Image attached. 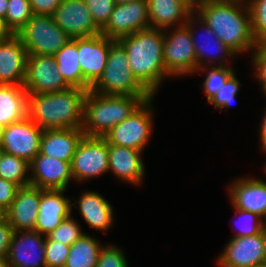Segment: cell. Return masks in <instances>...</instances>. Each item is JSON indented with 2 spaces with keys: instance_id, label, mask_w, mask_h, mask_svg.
<instances>
[{
  "instance_id": "6da1fadb",
  "label": "cell",
  "mask_w": 266,
  "mask_h": 267,
  "mask_svg": "<svg viewBox=\"0 0 266 267\" xmlns=\"http://www.w3.org/2000/svg\"><path fill=\"white\" fill-rule=\"evenodd\" d=\"M195 13L237 56L255 51L247 0H204Z\"/></svg>"
},
{
  "instance_id": "7a4b0ae2",
  "label": "cell",
  "mask_w": 266,
  "mask_h": 267,
  "mask_svg": "<svg viewBox=\"0 0 266 267\" xmlns=\"http://www.w3.org/2000/svg\"><path fill=\"white\" fill-rule=\"evenodd\" d=\"M116 41L125 49L136 79L155 96L162 81L170 77L164 64V30L149 28Z\"/></svg>"
},
{
  "instance_id": "3957f363",
  "label": "cell",
  "mask_w": 266,
  "mask_h": 267,
  "mask_svg": "<svg viewBox=\"0 0 266 267\" xmlns=\"http://www.w3.org/2000/svg\"><path fill=\"white\" fill-rule=\"evenodd\" d=\"M87 92L70 87L60 92L28 93L27 117L43 130L82 128Z\"/></svg>"
},
{
  "instance_id": "277c9868",
  "label": "cell",
  "mask_w": 266,
  "mask_h": 267,
  "mask_svg": "<svg viewBox=\"0 0 266 267\" xmlns=\"http://www.w3.org/2000/svg\"><path fill=\"white\" fill-rule=\"evenodd\" d=\"M143 102L137 96L104 95L88 90L84 100L82 131L85 136L103 137Z\"/></svg>"
},
{
  "instance_id": "5b68a950",
  "label": "cell",
  "mask_w": 266,
  "mask_h": 267,
  "mask_svg": "<svg viewBox=\"0 0 266 267\" xmlns=\"http://www.w3.org/2000/svg\"><path fill=\"white\" fill-rule=\"evenodd\" d=\"M90 90L104 95L137 96L143 101L153 96L134 76L126 51L117 41L110 47L103 74Z\"/></svg>"
},
{
  "instance_id": "8992f818",
  "label": "cell",
  "mask_w": 266,
  "mask_h": 267,
  "mask_svg": "<svg viewBox=\"0 0 266 267\" xmlns=\"http://www.w3.org/2000/svg\"><path fill=\"white\" fill-rule=\"evenodd\" d=\"M27 55L54 56L72 38L55 23L53 16L33 14L16 34Z\"/></svg>"
},
{
  "instance_id": "52a82bcc",
  "label": "cell",
  "mask_w": 266,
  "mask_h": 267,
  "mask_svg": "<svg viewBox=\"0 0 266 267\" xmlns=\"http://www.w3.org/2000/svg\"><path fill=\"white\" fill-rule=\"evenodd\" d=\"M154 96L144 101L132 114L114 126L103 137L109 144L143 151L153 132Z\"/></svg>"
},
{
  "instance_id": "ba28073f",
  "label": "cell",
  "mask_w": 266,
  "mask_h": 267,
  "mask_svg": "<svg viewBox=\"0 0 266 267\" xmlns=\"http://www.w3.org/2000/svg\"><path fill=\"white\" fill-rule=\"evenodd\" d=\"M163 56L169 76L195 74L198 69L197 59L190 31L186 25L174 27L172 31L164 30Z\"/></svg>"
},
{
  "instance_id": "9c48e42d",
  "label": "cell",
  "mask_w": 266,
  "mask_h": 267,
  "mask_svg": "<svg viewBox=\"0 0 266 267\" xmlns=\"http://www.w3.org/2000/svg\"><path fill=\"white\" fill-rule=\"evenodd\" d=\"M109 170L108 142L104 137L84 136L71 162L73 181L96 179Z\"/></svg>"
},
{
  "instance_id": "30bf717a",
  "label": "cell",
  "mask_w": 266,
  "mask_h": 267,
  "mask_svg": "<svg viewBox=\"0 0 266 267\" xmlns=\"http://www.w3.org/2000/svg\"><path fill=\"white\" fill-rule=\"evenodd\" d=\"M185 25L190 31L192 42L194 44L198 69L204 66H229L230 59L234 57V55L237 56L233 50L217 38L212 30L196 13H192L189 16ZM197 29H201L200 31H203V33L198 34L196 32ZM200 38H203L204 40H199Z\"/></svg>"
},
{
  "instance_id": "8fae6325",
  "label": "cell",
  "mask_w": 266,
  "mask_h": 267,
  "mask_svg": "<svg viewBox=\"0 0 266 267\" xmlns=\"http://www.w3.org/2000/svg\"><path fill=\"white\" fill-rule=\"evenodd\" d=\"M216 261L220 267H259L266 258V231L232 237Z\"/></svg>"
},
{
  "instance_id": "7c38bea8",
  "label": "cell",
  "mask_w": 266,
  "mask_h": 267,
  "mask_svg": "<svg viewBox=\"0 0 266 267\" xmlns=\"http://www.w3.org/2000/svg\"><path fill=\"white\" fill-rule=\"evenodd\" d=\"M27 93L42 94L60 92L70 88L57 70L54 56L27 55L25 80Z\"/></svg>"
},
{
  "instance_id": "4fadbf2b",
  "label": "cell",
  "mask_w": 266,
  "mask_h": 267,
  "mask_svg": "<svg viewBox=\"0 0 266 267\" xmlns=\"http://www.w3.org/2000/svg\"><path fill=\"white\" fill-rule=\"evenodd\" d=\"M42 132L43 129L26 117L4 127L1 148L4 153L30 163L40 152Z\"/></svg>"
},
{
  "instance_id": "5bb4252c",
  "label": "cell",
  "mask_w": 266,
  "mask_h": 267,
  "mask_svg": "<svg viewBox=\"0 0 266 267\" xmlns=\"http://www.w3.org/2000/svg\"><path fill=\"white\" fill-rule=\"evenodd\" d=\"M150 28L147 0H134L126 4H116L101 34L108 38H119Z\"/></svg>"
},
{
  "instance_id": "9a60e30c",
  "label": "cell",
  "mask_w": 266,
  "mask_h": 267,
  "mask_svg": "<svg viewBox=\"0 0 266 267\" xmlns=\"http://www.w3.org/2000/svg\"><path fill=\"white\" fill-rule=\"evenodd\" d=\"M116 40L103 34L78 37V61L85 78V89L90 90L103 74L110 47Z\"/></svg>"
},
{
  "instance_id": "2e32d148",
  "label": "cell",
  "mask_w": 266,
  "mask_h": 267,
  "mask_svg": "<svg viewBox=\"0 0 266 267\" xmlns=\"http://www.w3.org/2000/svg\"><path fill=\"white\" fill-rule=\"evenodd\" d=\"M37 231H14L6 257L9 267H46V237Z\"/></svg>"
},
{
  "instance_id": "e0dca14e",
  "label": "cell",
  "mask_w": 266,
  "mask_h": 267,
  "mask_svg": "<svg viewBox=\"0 0 266 267\" xmlns=\"http://www.w3.org/2000/svg\"><path fill=\"white\" fill-rule=\"evenodd\" d=\"M53 19L71 38L101 34L85 0H62L53 14Z\"/></svg>"
},
{
  "instance_id": "ac0fdd59",
  "label": "cell",
  "mask_w": 266,
  "mask_h": 267,
  "mask_svg": "<svg viewBox=\"0 0 266 267\" xmlns=\"http://www.w3.org/2000/svg\"><path fill=\"white\" fill-rule=\"evenodd\" d=\"M30 185L40 189H66L73 180L71 163L40 152L29 163Z\"/></svg>"
},
{
  "instance_id": "d6986e66",
  "label": "cell",
  "mask_w": 266,
  "mask_h": 267,
  "mask_svg": "<svg viewBox=\"0 0 266 267\" xmlns=\"http://www.w3.org/2000/svg\"><path fill=\"white\" fill-rule=\"evenodd\" d=\"M66 189H40V204L35 231L47 236L72 215V202L64 196Z\"/></svg>"
},
{
  "instance_id": "ffe728a7",
  "label": "cell",
  "mask_w": 266,
  "mask_h": 267,
  "mask_svg": "<svg viewBox=\"0 0 266 267\" xmlns=\"http://www.w3.org/2000/svg\"><path fill=\"white\" fill-rule=\"evenodd\" d=\"M228 187L233 208L250 211L263 219L266 217V181L242 177L235 179Z\"/></svg>"
},
{
  "instance_id": "44dd1931",
  "label": "cell",
  "mask_w": 266,
  "mask_h": 267,
  "mask_svg": "<svg viewBox=\"0 0 266 267\" xmlns=\"http://www.w3.org/2000/svg\"><path fill=\"white\" fill-rule=\"evenodd\" d=\"M40 204V188L33 185L19 187L5 218L14 231H35Z\"/></svg>"
},
{
  "instance_id": "7402d4cb",
  "label": "cell",
  "mask_w": 266,
  "mask_h": 267,
  "mask_svg": "<svg viewBox=\"0 0 266 267\" xmlns=\"http://www.w3.org/2000/svg\"><path fill=\"white\" fill-rule=\"evenodd\" d=\"M143 151L108 143L109 170L119 180L140 186L143 182L145 167Z\"/></svg>"
},
{
  "instance_id": "603a6c76",
  "label": "cell",
  "mask_w": 266,
  "mask_h": 267,
  "mask_svg": "<svg viewBox=\"0 0 266 267\" xmlns=\"http://www.w3.org/2000/svg\"><path fill=\"white\" fill-rule=\"evenodd\" d=\"M27 53L19 37L0 40V84L23 85Z\"/></svg>"
},
{
  "instance_id": "cb8c5ba5",
  "label": "cell",
  "mask_w": 266,
  "mask_h": 267,
  "mask_svg": "<svg viewBox=\"0 0 266 267\" xmlns=\"http://www.w3.org/2000/svg\"><path fill=\"white\" fill-rule=\"evenodd\" d=\"M84 136L82 128L45 129L41 135L40 153L71 163Z\"/></svg>"
},
{
  "instance_id": "d4e9b609",
  "label": "cell",
  "mask_w": 266,
  "mask_h": 267,
  "mask_svg": "<svg viewBox=\"0 0 266 267\" xmlns=\"http://www.w3.org/2000/svg\"><path fill=\"white\" fill-rule=\"evenodd\" d=\"M77 204L80 215L90 228L105 233L114 222L113 206L102 194L96 191H84L79 200L72 203Z\"/></svg>"
},
{
  "instance_id": "484cf974",
  "label": "cell",
  "mask_w": 266,
  "mask_h": 267,
  "mask_svg": "<svg viewBox=\"0 0 266 267\" xmlns=\"http://www.w3.org/2000/svg\"><path fill=\"white\" fill-rule=\"evenodd\" d=\"M150 28L172 29L186 24L192 12L176 0H147Z\"/></svg>"
},
{
  "instance_id": "4316f807",
  "label": "cell",
  "mask_w": 266,
  "mask_h": 267,
  "mask_svg": "<svg viewBox=\"0 0 266 267\" xmlns=\"http://www.w3.org/2000/svg\"><path fill=\"white\" fill-rule=\"evenodd\" d=\"M28 93L23 85L0 84V126L27 117Z\"/></svg>"
},
{
  "instance_id": "83f0119b",
  "label": "cell",
  "mask_w": 266,
  "mask_h": 267,
  "mask_svg": "<svg viewBox=\"0 0 266 267\" xmlns=\"http://www.w3.org/2000/svg\"><path fill=\"white\" fill-rule=\"evenodd\" d=\"M57 70L70 87L85 89V78L78 61V37L72 38L55 55Z\"/></svg>"
},
{
  "instance_id": "f1b7e54d",
  "label": "cell",
  "mask_w": 266,
  "mask_h": 267,
  "mask_svg": "<svg viewBox=\"0 0 266 267\" xmlns=\"http://www.w3.org/2000/svg\"><path fill=\"white\" fill-rule=\"evenodd\" d=\"M103 246L96 238L85 233L70 246L64 267H96Z\"/></svg>"
},
{
  "instance_id": "f546056e",
  "label": "cell",
  "mask_w": 266,
  "mask_h": 267,
  "mask_svg": "<svg viewBox=\"0 0 266 267\" xmlns=\"http://www.w3.org/2000/svg\"><path fill=\"white\" fill-rule=\"evenodd\" d=\"M29 162L7 153L0 158V178L16 184L18 187L30 185Z\"/></svg>"
},
{
  "instance_id": "4dcf8cb0",
  "label": "cell",
  "mask_w": 266,
  "mask_h": 267,
  "mask_svg": "<svg viewBox=\"0 0 266 267\" xmlns=\"http://www.w3.org/2000/svg\"><path fill=\"white\" fill-rule=\"evenodd\" d=\"M232 68L231 66H204L197 69L195 73L208 72L201 83V89L205 93L208 102L235 72Z\"/></svg>"
},
{
  "instance_id": "1f68e13d",
  "label": "cell",
  "mask_w": 266,
  "mask_h": 267,
  "mask_svg": "<svg viewBox=\"0 0 266 267\" xmlns=\"http://www.w3.org/2000/svg\"><path fill=\"white\" fill-rule=\"evenodd\" d=\"M32 16L29 0H8L5 20L14 34H17Z\"/></svg>"
},
{
  "instance_id": "d6a6232c",
  "label": "cell",
  "mask_w": 266,
  "mask_h": 267,
  "mask_svg": "<svg viewBox=\"0 0 266 267\" xmlns=\"http://www.w3.org/2000/svg\"><path fill=\"white\" fill-rule=\"evenodd\" d=\"M82 230L78 222L70 215L45 237L46 240H56L71 246L85 234Z\"/></svg>"
},
{
  "instance_id": "836d02e7",
  "label": "cell",
  "mask_w": 266,
  "mask_h": 267,
  "mask_svg": "<svg viewBox=\"0 0 266 267\" xmlns=\"http://www.w3.org/2000/svg\"><path fill=\"white\" fill-rule=\"evenodd\" d=\"M234 210L235 214L239 215V218L236 221L238 228L233 230L239 231L233 237H247L264 231V219L258 214L237 208H234Z\"/></svg>"
},
{
  "instance_id": "e575fe53",
  "label": "cell",
  "mask_w": 266,
  "mask_h": 267,
  "mask_svg": "<svg viewBox=\"0 0 266 267\" xmlns=\"http://www.w3.org/2000/svg\"><path fill=\"white\" fill-rule=\"evenodd\" d=\"M239 90L240 81L236 77V72H234L226 83L219 88L218 92L212 97L209 103L212 104L215 109H219L220 112H222L224 108L227 111V108L235 101Z\"/></svg>"
},
{
  "instance_id": "d590c367",
  "label": "cell",
  "mask_w": 266,
  "mask_h": 267,
  "mask_svg": "<svg viewBox=\"0 0 266 267\" xmlns=\"http://www.w3.org/2000/svg\"><path fill=\"white\" fill-rule=\"evenodd\" d=\"M96 26L102 30L108 23L116 3L114 0H85Z\"/></svg>"
},
{
  "instance_id": "8d00e7d4",
  "label": "cell",
  "mask_w": 266,
  "mask_h": 267,
  "mask_svg": "<svg viewBox=\"0 0 266 267\" xmlns=\"http://www.w3.org/2000/svg\"><path fill=\"white\" fill-rule=\"evenodd\" d=\"M256 41L266 35V0H247Z\"/></svg>"
},
{
  "instance_id": "74e56055",
  "label": "cell",
  "mask_w": 266,
  "mask_h": 267,
  "mask_svg": "<svg viewBox=\"0 0 266 267\" xmlns=\"http://www.w3.org/2000/svg\"><path fill=\"white\" fill-rule=\"evenodd\" d=\"M70 246L56 240H45L46 267H64Z\"/></svg>"
},
{
  "instance_id": "f35d334b",
  "label": "cell",
  "mask_w": 266,
  "mask_h": 267,
  "mask_svg": "<svg viewBox=\"0 0 266 267\" xmlns=\"http://www.w3.org/2000/svg\"><path fill=\"white\" fill-rule=\"evenodd\" d=\"M96 267H129L124 251L117 245L107 244L99 252Z\"/></svg>"
},
{
  "instance_id": "ab89813d",
  "label": "cell",
  "mask_w": 266,
  "mask_h": 267,
  "mask_svg": "<svg viewBox=\"0 0 266 267\" xmlns=\"http://www.w3.org/2000/svg\"><path fill=\"white\" fill-rule=\"evenodd\" d=\"M18 188L16 184L0 178V208L5 212L14 201Z\"/></svg>"
},
{
  "instance_id": "60d3db41",
  "label": "cell",
  "mask_w": 266,
  "mask_h": 267,
  "mask_svg": "<svg viewBox=\"0 0 266 267\" xmlns=\"http://www.w3.org/2000/svg\"><path fill=\"white\" fill-rule=\"evenodd\" d=\"M252 65L255 69L254 77L259 81L261 90L266 86V58L257 50L252 53Z\"/></svg>"
},
{
  "instance_id": "b9f144b4",
  "label": "cell",
  "mask_w": 266,
  "mask_h": 267,
  "mask_svg": "<svg viewBox=\"0 0 266 267\" xmlns=\"http://www.w3.org/2000/svg\"><path fill=\"white\" fill-rule=\"evenodd\" d=\"M33 14L53 16L62 0H29Z\"/></svg>"
},
{
  "instance_id": "7bdbcfd3",
  "label": "cell",
  "mask_w": 266,
  "mask_h": 267,
  "mask_svg": "<svg viewBox=\"0 0 266 267\" xmlns=\"http://www.w3.org/2000/svg\"><path fill=\"white\" fill-rule=\"evenodd\" d=\"M14 233L13 227L5 218L0 222V257L6 258L8 255L11 238Z\"/></svg>"
},
{
  "instance_id": "ee69618b",
  "label": "cell",
  "mask_w": 266,
  "mask_h": 267,
  "mask_svg": "<svg viewBox=\"0 0 266 267\" xmlns=\"http://www.w3.org/2000/svg\"><path fill=\"white\" fill-rule=\"evenodd\" d=\"M260 129H259V138H260V146L263 148L262 150L266 151V108L263 114V117L261 119L260 123Z\"/></svg>"
},
{
  "instance_id": "f6af8a7d",
  "label": "cell",
  "mask_w": 266,
  "mask_h": 267,
  "mask_svg": "<svg viewBox=\"0 0 266 267\" xmlns=\"http://www.w3.org/2000/svg\"><path fill=\"white\" fill-rule=\"evenodd\" d=\"M14 33L6 23L5 18L0 16V40H5L12 37Z\"/></svg>"
},
{
  "instance_id": "bcb514c9",
  "label": "cell",
  "mask_w": 266,
  "mask_h": 267,
  "mask_svg": "<svg viewBox=\"0 0 266 267\" xmlns=\"http://www.w3.org/2000/svg\"><path fill=\"white\" fill-rule=\"evenodd\" d=\"M185 5L192 13H195L204 0H176Z\"/></svg>"
},
{
  "instance_id": "7dc6e473",
  "label": "cell",
  "mask_w": 266,
  "mask_h": 267,
  "mask_svg": "<svg viewBox=\"0 0 266 267\" xmlns=\"http://www.w3.org/2000/svg\"><path fill=\"white\" fill-rule=\"evenodd\" d=\"M256 49L266 58V35L257 41Z\"/></svg>"
},
{
  "instance_id": "c3c4849f",
  "label": "cell",
  "mask_w": 266,
  "mask_h": 267,
  "mask_svg": "<svg viewBox=\"0 0 266 267\" xmlns=\"http://www.w3.org/2000/svg\"><path fill=\"white\" fill-rule=\"evenodd\" d=\"M8 0H0V16L5 18Z\"/></svg>"
},
{
  "instance_id": "681fc988",
  "label": "cell",
  "mask_w": 266,
  "mask_h": 267,
  "mask_svg": "<svg viewBox=\"0 0 266 267\" xmlns=\"http://www.w3.org/2000/svg\"><path fill=\"white\" fill-rule=\"evenodd\" d=\"M0 267H9V264L6 258L0 257Z\"/></svg>"
},
{
  "instance_id": "f907efd6",
  "label": "cell",
  "mask_w": 266,
  "mask_h": 267,
  "mask_svg": "<svg viewBox=\"0 0 266 267\" xmlns=\"http://www.w3.org/2000/svg\"><path fill=\"white\" fill-rule=\"evenodd\" d=\"M132 1H134V0H114V2L116 4H126V3H130Z\"/></svg>"
},
{
  "instance_id": "816d5d0a",
  "label": "cell",
  "mask_w": 266,
  "mask_h": 267,
  "mask_svg": "<svg viewBox=\"0 0 266 267\" xmlns=\"http://www.w3.org/2000/svg\"><path fill=\"white\" fill-rule=\"evenodd\" d=\"M5 219V211L0 208V222Z\"/></svg>"
},
{
  "instance_id": "f5cc1de1",
  "label": "cell",
  "mask_w": 266,
  "mask_h": 267,
  "mask_svg": "<svg viewBox=\"0 0 266 267\" xmlns=\"http://www.w3.org/2000/svg\"><path fill=\"white\" fill-rule=\"evenodd\" d=\"M3 129H4V127L0 126V147L2 144Z\"/></svg>"
},
{
  "instance_id": "db71d44e",
  "label": "cell",
  "mask_w": 266,
  "mask_h": 267,
  "mask_svg": "<svg viewBox=\"0 0 266 267\" xmlns=\"http://www.w3.org/2000/svg\"><path fill=\"white\" fill-rule=\"evenodd\" d=\"M264 96L266 95V86L262 89Z\"/></svg>"
},
{
  "instance_id": "11a10c76",
  "label": "cell",
  "mask_w": 266,
  "mask_h": 267,
  "mask_svg": "<svg viewBox=\"0 0 266 267\" xmlns=\"http://www.w3.org/2000/svg\"><path fill=\"white\" fill-rule=\"evenodd\" d=\"M264 230L266 231V217L264 218Z\"/></svg>"
},
{
  "instance_id": "9f6ffc18",
  "label": "cell",
  "mask_w": 266,
  "mask_h": 267,
  "mask_svg": "<svg viewBox=\"0 0 266 267\" xmlns=\"http://www.w3.org/2000/svg\"><path fill=\"white\" fill-rule=\"evenodd\" d=\"M2 154H3V150H2V148L0 147V158H1Z\"/></svg>"
},
{
  "instance_id": "6f0895ef",
  "label": "cell",
  "mask_w": 266,
  "mask_h": 267,
  "mask_svg": "<svg viewBox=\"0 0 266 267\" xmlns=\"http://www.w3.org/2000/svg\"><path fill=\"white\" fill-rule=\"evenodd\" d=\"M265 166H264V171H265V173H266V162H265V164H264ZM266 175V174H265Z\"/></svg>"
}]
</instances>
